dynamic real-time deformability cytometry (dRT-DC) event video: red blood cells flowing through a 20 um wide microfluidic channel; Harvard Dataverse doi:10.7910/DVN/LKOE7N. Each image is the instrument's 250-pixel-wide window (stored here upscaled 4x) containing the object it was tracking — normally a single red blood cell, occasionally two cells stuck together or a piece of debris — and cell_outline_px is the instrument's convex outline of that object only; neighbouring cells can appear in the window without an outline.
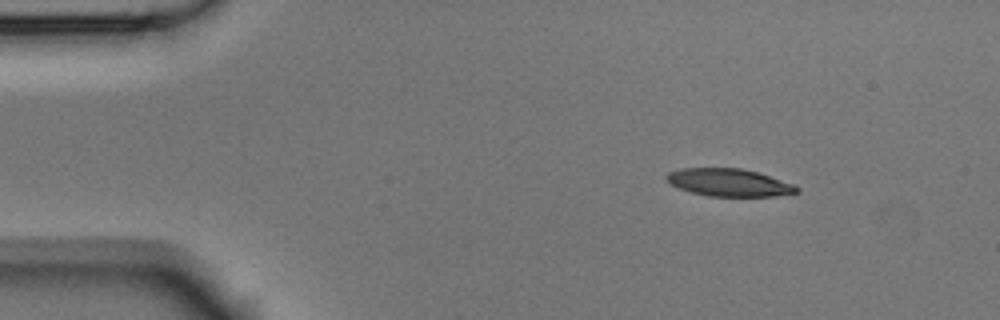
{"species": "Egyptian fruit bat (a non-hibernating species)", "species_latin": "Rousettus aegyptiacus", "temperature_condition": "room temperature", "stored_images_in_passage": 3, "camera_frame_rate_fps": 3000, "um_per_image_px": 0.085, "animal": {"sex": "male"}, "frame": {"image": 1, "passage_image": 2, "time_ms": 0.333, "image_size_px": [1000, 320], "cell_outline_px": [[800, 192], [776, 196], [708, 196], [692, 192], [680, 188], [664, 180], [664, 176], [668, 172], [680, 168], [740, 168], [756, 172], [792, 184], [800, 188]], "centroid_in_image_um": [61.93, 15.51], "position_along_channel_um": 23.1, "area_um2": 20.81}}